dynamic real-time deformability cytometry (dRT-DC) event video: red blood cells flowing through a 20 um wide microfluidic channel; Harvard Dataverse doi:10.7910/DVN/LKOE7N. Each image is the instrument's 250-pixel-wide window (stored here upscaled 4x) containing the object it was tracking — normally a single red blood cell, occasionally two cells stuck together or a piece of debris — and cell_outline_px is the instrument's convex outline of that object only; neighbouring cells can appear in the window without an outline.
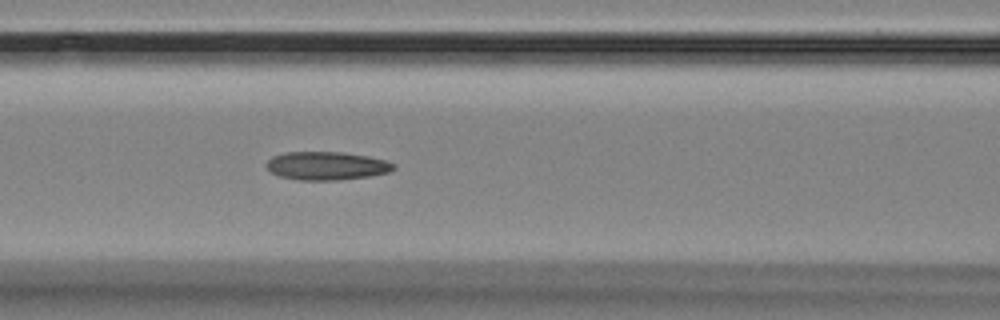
{"species": "Egyptian fruit bat (a non-hibernating species)", "species_latin": "Rousettus aegyptiacus", "temperature_condition": "room temperature", "stored_images_in_passage": 7, "camera_frame_rate_fps": 3000, "um_per_image_px": 0.085, "animal": {"sex": "female"}, "frame": {"image": 1, "passage_image": 7, "time_ms": 6.667, "image_size_px": [1000, 320], "cell_outline_px": [[396, 168], [388, 172], [368, 176], [336, 180], [300, 180], [280, 176], [272, 172], [268, 168], [268, 160], [272, 156], [284, 152], [344, 152], [368, 156], [384, 160], [396, 164]], "centroid_in_image_um": [27.78, 14.08], "position_along_channel_um": 138.8, "area_um2": 20.81}}